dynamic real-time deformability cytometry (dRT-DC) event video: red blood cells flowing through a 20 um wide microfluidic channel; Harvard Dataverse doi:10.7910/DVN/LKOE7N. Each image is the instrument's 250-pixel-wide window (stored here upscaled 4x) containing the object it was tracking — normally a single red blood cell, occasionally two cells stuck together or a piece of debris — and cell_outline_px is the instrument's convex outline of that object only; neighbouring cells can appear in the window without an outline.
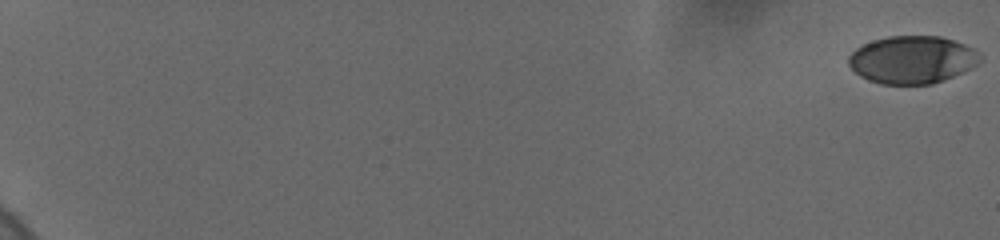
{"species": "human", "species_latin": "Homo sapiens", "temperature_condition": "cold", "stored_images_in_passage": 61, "camera_frame_rate_fps": 3000, "um_per_image_px": 0.085, "donor": {"sex": "female"}, "frame": {"image": 1, "passage_image": 1, "time_ms": 0.0, "image_size_px": [1000, 240], "cell_outline_px": [[984, 56], [976, 64], [952, 76], [932, 84], [880, 84], [868, 80], [860, 76], [848, 64], [848, 56], [856, 48], [872, 40], [888, 36], [940, 36], [964, 44], [980, 52]], "centroid_in_image_um": [77.51, 5.06], "position_along_channel_um": 7.5, "area_um2": 36.36}}
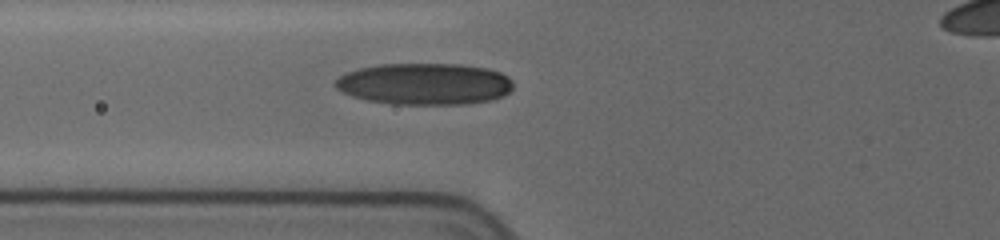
{"frame": {"image": 2, "passage_image": 46, "time_ms": 8.667, "image_size_px": [1000, 240], "cell_outline_px": [[512, 88], [504, 96], [488, 100], [468, 104], [396, 104], [368, 100], [352, 96], [336, 88], [336, 80], [340, 76], [348, 72], [360, 68], [380, 64], [460, 64], [488, 68], [500, 72], [508, 76], [512, 80]], "centroid_in_image_um": [36.13, 7.13], "position_along_channel_um": 89.7, "area_um2": 43.0}}
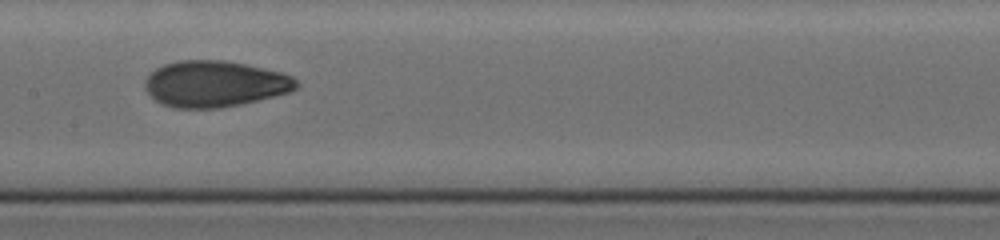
{"frame": {"image": 3, "passage_image": 60, "time_ms": 11.333, "image_size_px": [1000, 240], "cell_outline_px": [[296, 88], [288, 92], [240, 104], [220, 108], [172, 108], [156, 100], [144, 88], [144, 80], [156, 68], [164, 64], [176, 60], [228, 60], [280, 72], [292, 76], [296, 80]], "centroid_in_image_um": [18.21, 7.12], "position_along_channel_um": 189.2, "area_um2": 40.52}}